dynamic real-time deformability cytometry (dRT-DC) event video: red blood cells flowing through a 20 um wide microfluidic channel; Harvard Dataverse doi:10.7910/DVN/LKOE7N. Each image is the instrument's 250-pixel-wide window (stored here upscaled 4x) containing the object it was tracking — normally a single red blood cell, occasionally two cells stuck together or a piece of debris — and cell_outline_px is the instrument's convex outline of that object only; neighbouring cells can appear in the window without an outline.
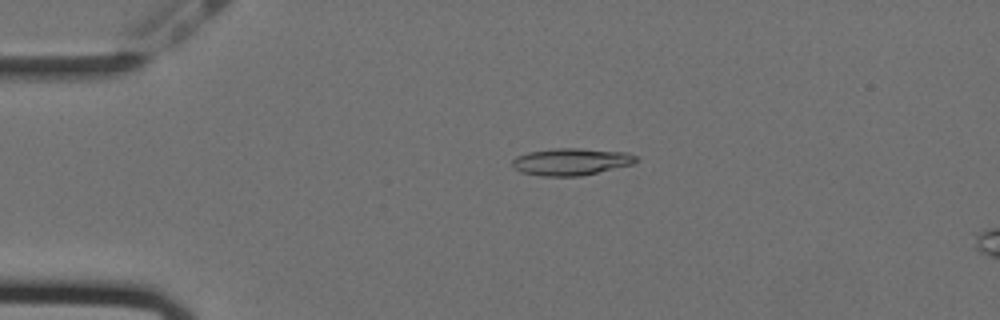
{"species": "Egyptian fruit bat (a non-hibernating species)", "species_latin": "Rousettus aegyptiacus", "temperature_condition": "cold", "stored_images_in_passage": 49, "camera_frame_rate_fps": 3000, "um_per_image_px": 0.085, "animal": {"sex": "female"}, "frame": {"image": 1, "passage_image": 5, "time_ms": 1.333, "image_size_px": [1000, 320], "cell_outline_px": [[640, 160], [632, 164], [580, 176], [540, 176], [520, 172], [512, 164], [512, 160], [516, 156], [528, 152], [556, 148], [580, 148], [624, 152], [636, 156]], "centroid_in_image_um": [48.53, 13.74], "position_along_channel_um": 36.5, "area_um2": 19.42}}
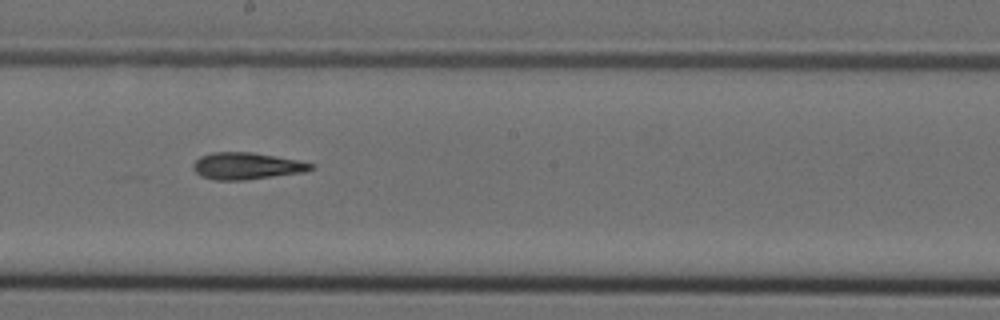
{"frame": {"image": 2, "passage_image": 24, "time_ms": 7.667, "image_size_px": [1000, 320], "cell_outline_px": [[316, 168], [304, 172], [244, 180], [216, 180], [200, 176], [192, 168], [192, 164], [200, 156], [212, 152], [252, 152], [300, 160], [316, 164]], "centroid_in_image_um": [20.99, 14.1], "position_along_channel_um": 227.2, "area_um2": 18.61}}
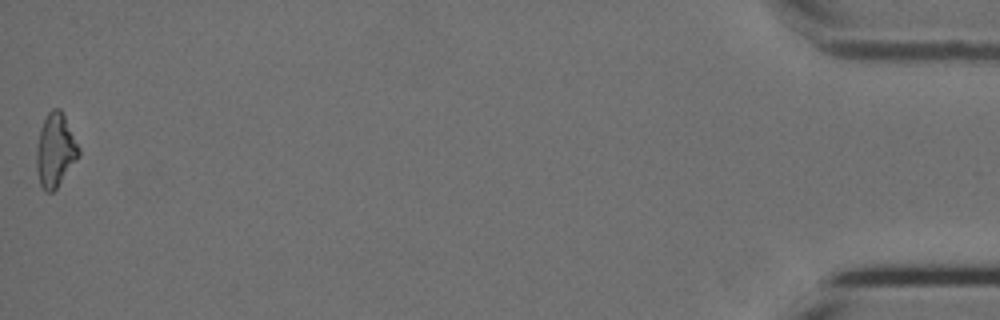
{"frame": {"image": 3, "passage_image": 49, "time_ms": 16.0, "image_size_px": [1000, 320], "cell_outline_px": [[80, 156], [56, 188], [52, 192], [44, 192], [40, 184], [36, 168], [36, 148], [40, 128], [48, 112], [52, 108], [60, 108], [80, 148]], "centroid_in_image_um": [4.69, 12.78], "position_along_channel_um": 430.5, "area_um2": 18.09}, "authors_computed_cell_mechanics": {"area_um2": 18.0914, "velocity_mm_per_s": 3.5826, "shape_relaxation_time_tau1_ms": null, "shape_relaxation_time_tau2_ms": 6.3209, "deformation_change_tau1": null, "deformation_change_tau2": 0.1704}}